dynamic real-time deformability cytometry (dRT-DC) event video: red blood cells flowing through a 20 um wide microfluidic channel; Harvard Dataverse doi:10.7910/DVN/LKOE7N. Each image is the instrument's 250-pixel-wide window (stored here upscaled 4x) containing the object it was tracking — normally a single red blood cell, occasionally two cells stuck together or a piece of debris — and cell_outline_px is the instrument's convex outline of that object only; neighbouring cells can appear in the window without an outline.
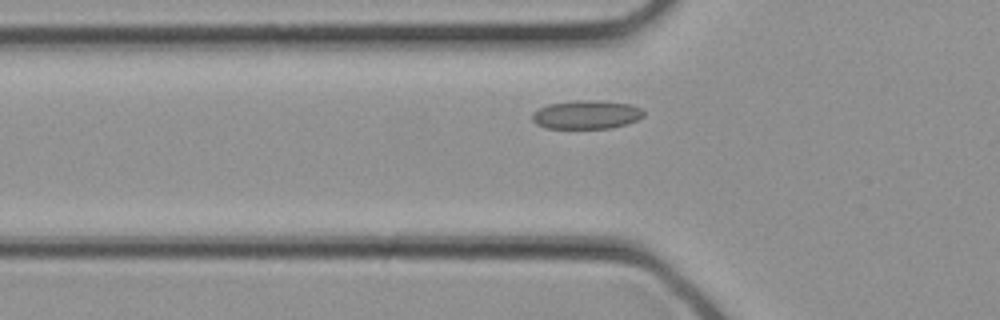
{"species": "common noctule bat (a hibernating species)", "species_latin": "Nyctalus noctula", "temperature_condition": "cold", "stored_images_in_passage": 25, "camera_frame_rate_fps": 3000, "um_per_image_px": 0.085, "animal": {"sex": "female", "body_mass_g": 21.9}, "frame": {"image": 1, "passage_image": 4, "time_ms": 1.0, "image_size_px": [1000, 320], "cell_outline_px": [[644, 116], [628, 124], [612, 128], [544, 128], [536, 124], [532, 120], [532, 112], [548, 104], [576, 100], [596, 100], [632, 104], [640, 108], [644, 112]], "centroid_in_image_um": [49.85, 9.74], "position_along_channel_um": 76.0, "area_um2": 18.73}}
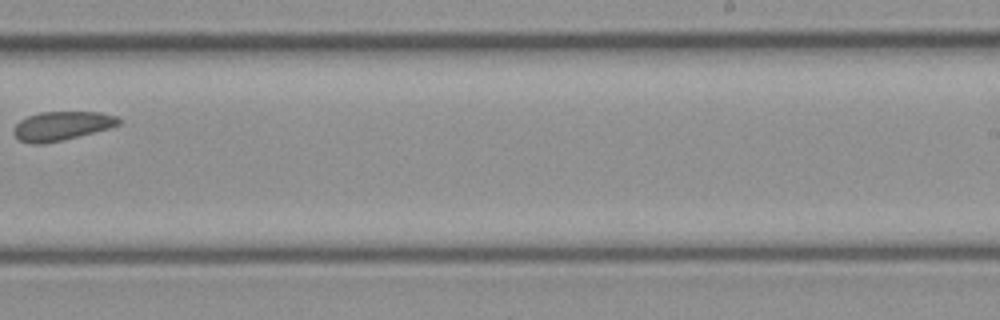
{"frame": {"image": 2, "passage_image": 14, "time_ms": 4.333, "image_size_px": [1000, 320], "cell_outline_px": [[124, 120], [120, 124], [108, 128], [64, 140], [44, 144], [32, 144], [20, 140], [12, 132], [12, 128], [20, 120], [28, 116], [40, 112], [100, 112], [116, 116]], "centroid_in_image_um": [5.24, 10.7], "position_along_channel_um": 283.8, "area_um2": 17.8}}
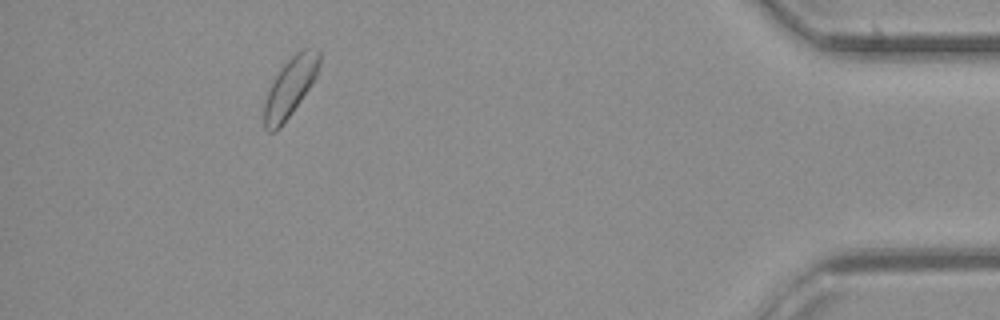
{"frame": {"image": 3, "passage_image": 23, "time_ms": 7.333, "image_size_px": [1000, 320], "cell_outline_px": [[320, 64], [316, 76], [312, 84], [292, 112], [280, 128], [276, 132], [268, 132], [264, 128], [264, 104], [268, 92], [280, 68], [296, 52], [304, 48], [320, 48]], "centroid_in_image_um": [24.68, 7.4], "position_along_channel_um": 410.5, "area_um2": 18.9}}